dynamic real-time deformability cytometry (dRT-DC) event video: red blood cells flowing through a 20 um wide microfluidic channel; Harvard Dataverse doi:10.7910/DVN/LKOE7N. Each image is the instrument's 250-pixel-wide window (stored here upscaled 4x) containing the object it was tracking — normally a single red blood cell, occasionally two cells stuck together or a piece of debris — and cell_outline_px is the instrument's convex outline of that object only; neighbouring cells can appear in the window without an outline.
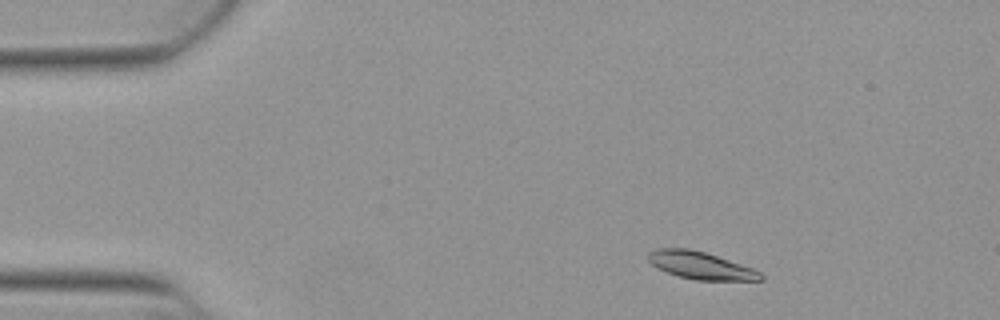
{"species": "Egyptian fruit bat (a non-hibernating species)", "species_latin": "Rousettus aegyptiacus", "temperature_condition": "warm", "stored_images_in_passage": 49, "camera_frame_rate_fps": 3000, "um_per_image_px": 0.085, "animal": {"sex": "female"}, "frame": {"image": 1, "passage_image": 4, "time_ms": 1.0, "image_size_px": [1000, 320], "cell_outline_px": [[764, 280], [696, 280], [680, 276], [656, 268], [648, 260], [648, 252], [656, 248], [688, 248], [704, 252], [752, 268], [760, 272], [764, 276]], "centroid_in_image_um": [59.53, 22.56], "position_along_channel_um": 25.5, "area_um2": 17.74}}
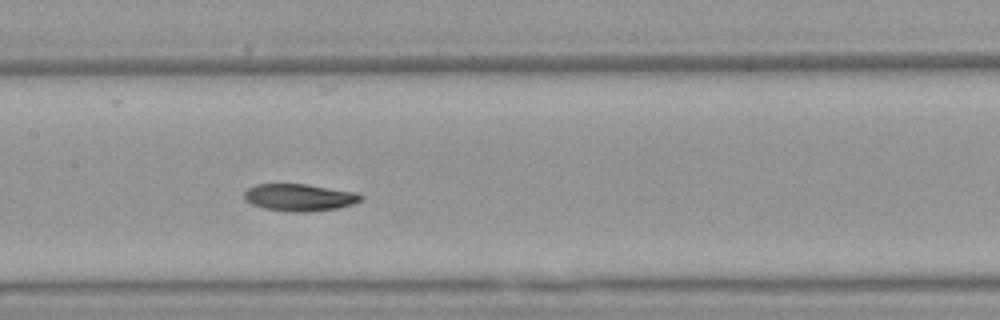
{"frame": {"image": 2, "passage_image": 22, "time_ms": 7.0, "image_size_px": [1000, 320], "cell_outline_px": [[364, 200], [340, 208], [308, 212], [288, 212], [264, 208], [252, 204], [244, 200], [244, 192], [248, 188], [256, 184], [308, 184], [360, 192], [364, 196]], "centroid_in_image_um": [25.52, 16.78], "position_along_channel_um": 181.9, "area_um2": 18.9}}
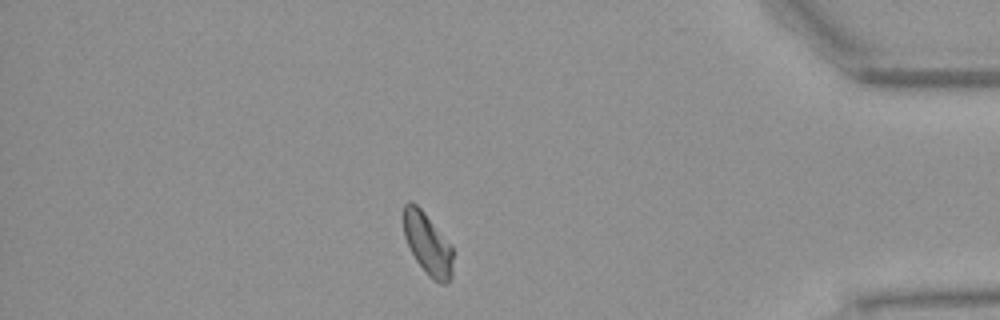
{"frame": {"image": 3, "passage_image": 42, "time_ms": 13.667, "image_size_px": [1000, 320], "cell_outline_px": [[452, 276], [444, 284], [440, 284], [432, 280], [428, 276], [416, 260], [404, 236], [404, 204], [408, 200], [412, 200], [424, 212], [452, 244]], "centroid_in_image_um": [36.36, 20.72], "position_along_channel_um": 398.8, "area_um2": 17.86}, "authors_computed_cell_mechanics": {"area_um2": 18.4382, "velocity_mm_per_s": 3.827, "shape_relaxation_time_tau1_ms": 3.4232, "shape_relaxation_time_tau2_ms": null, "deformation_change_tau1": 0.1245, "deformation_change_tau2": null}}